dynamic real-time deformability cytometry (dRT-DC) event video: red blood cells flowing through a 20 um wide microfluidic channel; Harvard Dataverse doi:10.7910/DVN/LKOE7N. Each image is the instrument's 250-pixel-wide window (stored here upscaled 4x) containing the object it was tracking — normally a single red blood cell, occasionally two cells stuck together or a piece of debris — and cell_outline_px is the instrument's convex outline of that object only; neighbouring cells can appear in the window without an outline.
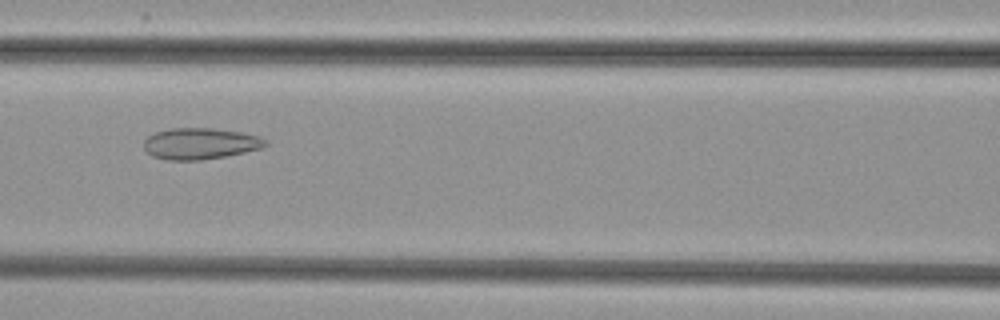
{"species": "common noctule bat (a hibernating species)", "species_latin": "Nyctalus noctula", "temperature_condition": "cold", "stored_images_in_passage": 46, "camera_frame_rate_fps": 3000, "um_per_image_px": 0.085, "animal": {"sex": "female", "body_mass_g": 29.2, "forearm_length_mm": 56.3}, "frame": {"image": 1, "passage_image": 17, "time_ms": 5.333, "image_size_px": [1000, 320], "cell_outline_px": [[268, 144], [264, 148], [224, 156], [200, 160], [168, 160], [152, 156], [144, 148], [144, 140], [148, 136], [156, 132], [172, 128], [212, 128], [240, 132], [260, 136], [268, 140]], "centroid_in_image_um": [17.05, 12.2], "position_along_channel_um": 149.6, "area_um2": 22.2}}
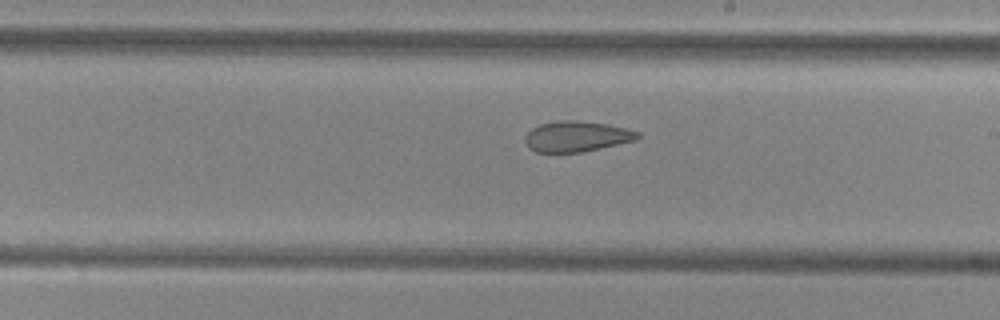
{"frame": {"image": 2, "passage_image": 24, "time_ms": 7.667, "image_size_px": [1000, 320], "cell_outline_px": [[640, 136], [636, 140], [600, 148], [580, 152], [536, 152], [528, 148], [524, 140], [524, 136], [532, 128], [540, 124], [556, 120], [580, 120], [608, 124], [628, 128], [640, 132]], "centroid_in_image_um": [49.01, 11.58], "position_along_channel_um": 240.0, "area_um2": 20.29}}
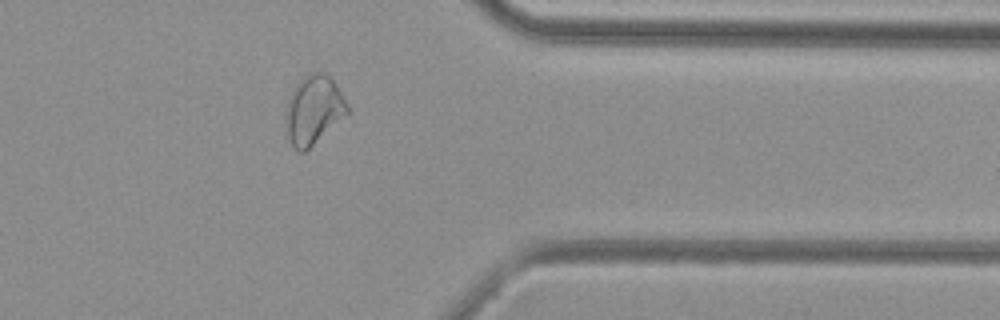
{"frame": {"image": 3, "passage_image": 36, "time_ms": 11.667, "image_size_px": [1000, 320], "cell_outline_px": [[348, 112], [304, 152], [296, 152], [288, 136], [288, 100], [296, 84], [304, 76], [312, 72], [324, 72], [336, 84], [348, 104]], "centroid_in_image_um": [26.67, 9.31], "position_along_channel_um": 384.7, "area_um2": 23.7}}